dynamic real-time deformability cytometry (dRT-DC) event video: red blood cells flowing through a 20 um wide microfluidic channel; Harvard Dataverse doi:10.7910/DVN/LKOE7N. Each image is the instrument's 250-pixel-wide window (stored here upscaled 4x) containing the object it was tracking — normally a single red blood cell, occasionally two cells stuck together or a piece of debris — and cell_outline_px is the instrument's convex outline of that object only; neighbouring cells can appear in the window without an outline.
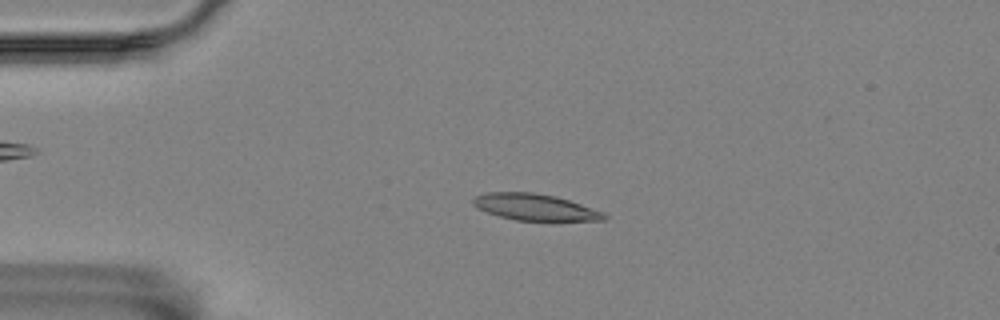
{"species": "Egyptian fruit bat (a non-hibernating species)", "species_latin": "Rousettus aegyptiacus", "temperature_condition": "room temperature", "stored_images_in_passage": 2, "camera_frame_rate_fps": 3000, "um_per_image_px": 0.085, "animal": {"sex": "female"}, "frame": {"image": 1, "passage_image": 1, "time_ms": 0.0, "image_size_px": [1000, 320], "cell_outline_px": [[608, 216], [604, 220], [556, 224], [552, 224], [516, 220], [500, 216], [488, 212], [472, 204], [472, 200], [476, 196], [488, 192], [532, 192], [556, 196], [604, 212]], "centroid_in_image_um": [45.6, 17.67], "position_along_channel_um": 39.4, "area_um2": 21.15}}